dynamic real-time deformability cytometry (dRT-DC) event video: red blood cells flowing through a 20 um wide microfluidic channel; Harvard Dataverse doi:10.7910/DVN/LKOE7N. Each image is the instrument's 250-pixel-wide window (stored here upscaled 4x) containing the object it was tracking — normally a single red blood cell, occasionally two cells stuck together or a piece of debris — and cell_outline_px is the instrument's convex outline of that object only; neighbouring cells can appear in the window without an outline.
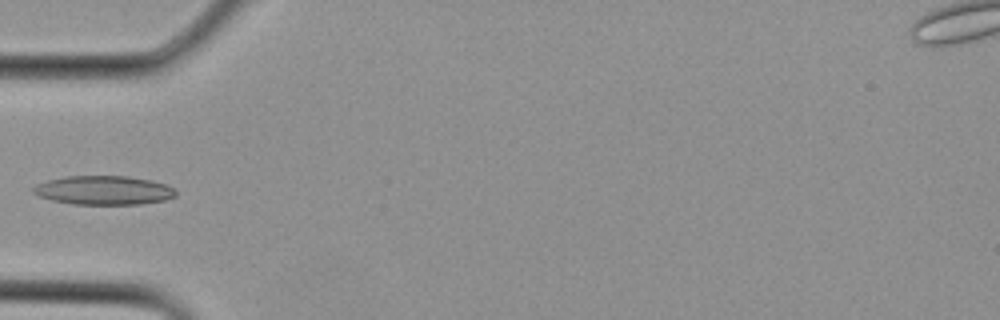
{"species": "Egyptian fruit bat (a non-hibernating species)", "species_latin": "Rousettus aegyptiacus", "temperature_condition": "cold", "stored_images_in_passage": 4, "camera_frame_rate_fps": 3000, "um_per_image_px": 0.085, "animal": {"sex": "female"}, "frame": {"image": 1, "passage_image": 4, "time_ms": 1.0, "image_size_px": [1000, 320], "cell_outline_px": [[176, 196], [164, 200], [140, 204], [72, 204], [52, 200], [40, 196], [32, 192], [32, 188], [36, 184], [48, 180], [64, 176], [128, 176], [152, 180], [164, 184], [172, 188], [176, 192]], "centroid_in_image_um": [8.79, 16.17], "position_along_channel_um": 76.2, "area_um2": 23.99}}